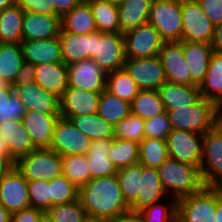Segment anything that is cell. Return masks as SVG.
Instances as JSON below:
<instances>
[{"instance_id": "cell-19", "label": "cell", "mask_w": 222, "mask_h": 222, "mask_svg": "<svg viewBox=\"0 0 222 222\" xmlns=\"http://www.w3.org/2000/svg\"><path fill=\"white\" fill-rule=\"evenodd\" d=\"M60 31V16L24 12L22 41L46 40L58 37Z\"/></svg>"}, {"instance_id": "cell-15", "label": "cell", "mask_w": 222, "mask_h": 222, "mask_svg": "<svg viewBox=\"0 0 222 222\" xmlns=\"http://www.w3.org/2000/svg\"><path fill=\"white\" fill-rule=\"evenodd\" d=\"M0 204L11 214L31 207L28 181L16 167L0 178Z\"/></svg>"}, {"instance_id": "cell-33", "label": "cell", "mask_w": 222, "mask_h": 222, "mask_svg": "<svg viewBox=\"0 0 222 222\" xmlns=\"http://www.w3.org/2000/svg\"><path fill=\"white\" fill-rule=\"evenodd\" d=\"M98 31L101 33H122L120 31L118 6L109 0L88 1Z\"/></svg>"}, {"instance_id": "cell-29", "label": "cell", "mask_w": 222, "mask_h": 222, "mask_svg": "<svg viewBox=\"0 0 222 222\" xmlns=\"http://www.w3.org/2000/svg\"><path fill=\"white\" fill-rule=\"evenodd\" d=\"M98 31L88 2H80L61 17V31L87 35Z\"/></svg>"}, {"instance_id": "cell-24", "label": "cell", "mask_w": 222, "mask_h": 222, "mask_svg": "<svg viewBox=\"0 0 222 222\" xmlns=\"http://www.w3.org/2000/svg\"><path fill=\"white\" fill-rule=\"evenodd\" d=\"M161 101L165 111L182 107H190L201 98L199 86H189L166 81L159 89Z\"/></svg>"}, {"instance_id": "cell-41", "label": "cell", "mask_w": 222, "mask_h": 222, "mask_svg": "<svg viewBox=\"0 0 222 222\" xmlns=\"http://www.w3.org/2000/svg\"><path fill=\"white\" fill-rule=\"evenodd\" d=\"M63 175L73 183L77 189L85 186L90 180L86 155L61 156Z\"/></svg>"}, {"instance_id": "cell-32", "label": "cell", "mask_w": 222, "mask_h": 222, "mask_svg": "<svg viewBox=\"0 0 222 222\" xmlns=\"http://www.w3.org/2000/svg\"><path fill=\"white\" fill-rule=\"evenodd\" d=\"M71 123L91 141L114 138V126L105 121L98 113L70 117Z\"/></svg>"}, {"instance_id": "cell-47", "label": "cell", "mask_w": 222, "mask_h": 222, "mask_svg": "<svg viewBox=\"0 0 222 222\" xmlns=\"http://www.w3.org/2000/svg\"><path fill=\"white\" fill-rule=\"evenodd\" d=\"M50 183L51 206L65 204L78 199V189L64 175L54 178Z\"/></svg>"}, {"instance_id": "cell-13", "label": "cell", "mask_w": 222, "mask_h": 222, "mask_svg": "<svg viewBox=\"0 0 222 222\" xmlns=\"http://www.w3.org/2000/svg\"><path fill=\"white\" fill-rule=\"evenodd\" d=\"M106 73L124 68L126 60L123 33H101L95 39V56L92 58Z\"/></svg>"}, {"instance_id": "cell-64", "label": "cell", "mask_w": 222, "mask_h": 222, "mask_svg": "<svg viewBox=\"0 0 222 222\" xmlns=\"http://www.w3.org/2000/svg\"><path fill=\"white\" fill-rule=\"evenodd\" d=\"M86 222H110V221L88 218V220Z\"/></svg>"}, {"instance_id": "cell-30", "label": "cell", "mask_w": 222, "mask_h": 222, "mask_svg": "<svg viewBox=\"0 0 222 222\" xmlns=\"http://www.w3.org/2000/svg\"><path fill=\"white\" fill-rule=\"evenodd\" d=\"M201 96L216 105L222 102V53L213 51L207 73L199 86Z\"/></svg>"}, {"instance_id": "cell-36", "label": "cell", "mask_w": 222, "mask_h": 222, "mask_svg": "<svg viewBox=\"0 0 222 222\" xmlns=\"http://www.w3.org/2000/svg\"><path fill=\"white\" fill-rule=\"evenodd\" d=\"M130 106L131 113L143 120L165 112L158 90H139Z\"/></svg>"}, {"instance_id": "cell-65", "label": "cell", "mask_w": 222, "mask_h": 222, "mask_svg": "<svg viewBox=\"0 0 222 222\" xmlns=\"http://www.w3.org/2000/svg\"><path fill=\"white\" fill-rule=\"evenodd\" d=\"M41 222H52V221L49 220L46 216H44V218L41 220Z\"/></svg>"}, {"instance_id": "cell-55", "label": "cell", "mask_w": 222, "mask_h": 222, "mask_svg": "<svg viewBox=\"0 0 222 222\" xmlns=\"http://www.w3.org/2000/svg\"><path fill=\"white\" fill-rule=\"evenodd\" d=\"M15 167V161L8 154L7 146L0 138V178L9 173Z\"/></svg>"}, {"instance_id": "cell-27", "label": "cell", "mask_w": 222, "mask_h": 222, "mask_svg": "<svg viewBox=\"0 0 222 222\" xmlns=\"http://www.w3.org/2000/svg\"><path fill=\"white\" fill-rule=\"evenodd\" d=\"M165 195L167 196L161 184L157 168L142 165V179L139 195L130 205V210L140 211L146 206L161 202L160 199H163Z\"/></svg>"}, {"instance_id": "cell-10", "label": "cell", "mask_w": 222, "mask_h": 222, "mask_svg": "<svg viewBox=\"0 0 222 222\" xmlns=\"http://www.w3.org/2000/svg\"><path fill=\"white\" fill-rule=\"evenodd\" d=\"M126 58H147L159 55L165 42L155 27L149 23L123 33Z\"/></svg>"}, {"instance_id": "cell-66", "label": "cell", "mask_w": 222, "mask_h": 222, "mask_svg": "<svg viewBox=\"0 0 222 222\" xmlns=\"http://www.w3.org/2000/svg\"><path fill=\"white\" fill-rule=\"evenodd\" d=\"M81 2H88V1H90V0H80Z\"/></svg>"}, {"instance_id": "cell-56", "label": "cell", "mask_w": 222, "mask_h": 222, "mask_svg": "<svg viewBox=\"0 0 222 222\" xmlns=\"http://www.w3.org/2000/svg\"><path fill=\"white\" fill-rule=\"evenodd\" d=\"M210 44L213 51L222 53V23L214 27L213 38Z\"/></svg>"}, {"instance_id": "cell-2", "label": "cell", "mask_w": 222, "mask_h": 222, "mask_svg": "<svg viewBox=\"0 0 222 222\" xmlns=\"http://www.w3.org/2000/svg\"><path fill=\"white\" fill-rule=\"evenodd\" d=\"M158 175L165 193L180 199L198 192L204 185L196 166L168 158L158 168Z\"/></svg>"}, {"instance_id": "cell-14", "label": "cell", "mask_w": 222, "mask_h": 222, "mask_svg": "<svg viewBox=\"0 0 222 222\" xmlns=\"http://www.w3.org/2000/svg\"><path fill=\"white\" fill-rule=\"evenodd\" d=\"M107 73L92 58L68 65V87L102 93Z\"/></svg>"}, {"instance_id": "cell-11", "label": "cell", "mask_w": 222, "mask_h": 222, "mask_svg": "<svg viewBox=\"0 0 222 222\" xmlns=\"http://www.w3.org/2000/svg\"><path fill=\"white\" fill-rule=\"evenodd\" d=\"M124 69L139 90H158L167 81L159 55L142 59L126 58Z\"/></svg>"}, {"instance_id": "cell-31", "label": "cell", "mask_w": 222, "mask_h": 222, "mask_svg": "<svg viewBox=\"0 0 222 222\" xmlns=\"http://www.w3.org/2000/svg\"><path fill=\"white\" fill-rule=\"evenodd\" d=\"M153 0H127L118 6L120 31L146 24Z\"/></svg>"}, {"instance_id": "cell-54", "label": "cell", "mask_w": 222, "mask_h": 222, "mask_svg": "<svg viewBox=\"0 0 222 222\" xmlns=\"http://www.w3.org/2000/svg\"><path fill=\"white\" fill-rule=\"evenodd\" d=\"M80 2V0H48V8L55 15L62 17L75 8Z\"/></svg>"}, {"instance_id": "cell-37", "label": "cell", "mask_w": 222, "mask_h": 222, "mask_svg": "<svg viewBox=\"0 0 222 222\" xmlns=\"http://www.w3.org/2000/svg\"><path fill=\"white\" fill-rule=\"evenodd\" d=\"M98 115L113 126L131 113L130 103L123 101L107 90L101 93Z\"/></svg>"}, {"instance_id": "cell-60", "label": "cell", "mask_w": 222, "mask_h": 222, "mask_svg": "<svg viewBox=\"0 0 222 222\" xmlns=\"http://www.w3.org/2000/svg\"><path fill=\"white\" fill-rule=\"evenodd\" d=\"M216 222H222V199L217 203Z\"/></svg>"}, {"instance_id": "cell-4", "label": "cell", "mask_w": 222, "mask_h": 222, "mask_svg": "<svg viewBox=\"0 0 222 222\" xmlns=\"http://www.w3.org/2000/svg\"><path fill=\"white\" fill-rule=\"evenodd\" d=\"M172 130L191 131L204 135L217 125V105L201 98L190 107L166 111Z\"/></svg>"}, {"instance_id": "cell-62", "label": "cell", "mask_w": 222, "mask_h": 222, "mask_svg": "<svg viewBox=\"0 0 222 222\" xmlns=\"http://www.w3.org/2000/svg\"><path fill=\"white\" fill-rule=\"evenodd\" d=\"M13 89L12 85L0 77V90Z\"/></svg>"}, {"instance_id": "cell-1", "label": "cell", "mask_w": 222, "mask_h": 222, "mask_svg": "<svg viewBox=\"0 0 222 222\" xmlns=\"http://www.w3.org/2000/svg\"><path fill=\"white\" fill-rule=\"evenodd\" d=\"M78 200L90 219L113 221L130 210L116 175L91 179L78 189Z\"/></svg>"}, {"instance_id": "cell-57", "label": "cell", "mask_w": 222, "mask_h": 222, "mask_svg": "<svg viewBox=\"0 0 222 222\" xmlns=\"http://www.w3.org/2000/svg\"><path fill=\"white\" fill-rule=\"evenodd\" d=\"M110 222H144L142 215L139 211H127L123 213L120 217L116 220Z\"/></svg>"}, {"instance_id": "cell-53", "label": "cell", "mask_w": 222, "mask_h": 222, "mask_svg": "<svg viewBox=\"0 0 222 222\" xmlns=\"http://www.w3.org/2000/svg\"><path fill=\"white\" fill-rule=\"evenodd\" d=\"M16 4L24 12H35L39 14L55 15L48 8V0H16Z\"/></svg>"}, {"instance_id": "cell-50", "label": "cell", "mask_w": 222, "mask_h": 222, "mask_svg": "<svg viewBox=\"0 0 222 222\" xmlns=\"http://www.w3.org/2000/svg\"><path fill=\"white\" fill-rule=\"evenodd\" d=\"M214 26L222 23V0H196Z\"/></svg>"}, {"instance_id": "cell-17", "label": "cell", "mask_w": 222, "mask_h": 222, "mask_svg": "<svg viewBox=\"0 0 222 222\" xmlns=\"http://www.w3.org/2000/svg\"><path fill=\"white\" fill-rule=\"evenodd\" d=\"M159 57L168 82L191 86V76L183 54V41L164 42Z\"/></svg>"}, {"instance_id": "cell-42", "label": "cell", "mask_w": 222, "mask_h": 222, "mask_svg": "<svg viewBox=\"0 0 222 222\" xmlns=\"http://www.w3.org/2000/svg\"><path fill=\"white\" fill-rule=\"evenodd\" d=\"M139 163L151 168H158L168 159L165 140L144 138L140 143Z\"/></svg>"}, {"instance_id": "cell-48", "label": "cell", "mask_w": 222, "mask_h": 222, "mask_svg": "<svg viewBox=\"0 0 222 222\" xmlns=\"http://www.w3.org/2000/svg\"><path fill=\"white\" fill-rule=\"evenodd\" d=\"M30 206L46 212L51 207L50 183L47 180L28 181Z\"/></svg>"}, {"instance_id": "cell-16", "label": "cell", "mask_w": 222, "mask_h": 222, "mask_svg": "<svg viewBox=\"0 0 222 222\" xmlns=\"http://www.w3.org/2000/svg\"><path fill=\"white\" fill-rule=\"evenodd\" d=\"M101 93L68 87L59 98L60 117L69 119L98 112Z\"/></svg>"}, {"instance_id": "cell-52", "label": "cell", "mask_w": 222, "mask_h": 222, "mask_svg": "<svg viewBox=\"0 0 222 222\" xmlns=\"http://www.w3.org/2000/svg\"><path fill=\"white\" fill-rule=\"evenodd\" d=\"M44 216V211L34 207H29L12 213L10 222H41Z\"/></svg>"}, {"instance_id": "cell-9", "label": "cell", "mask_w": 222, "mask_h": 222, "mask_svg": "<svg viewBox=\"0 0 222 222\" xmlns=\"http://www.w3.org/2000/svg\"><path fill=\"white\" fill-rule=\"evenodd\" d=\"M214 25L196 0H182V41L210 44Z\"/></svg>"}, {"instance_id": "cell-40", "label": "cell", "mask_w": 222, "mask_h": 222, "mask_svg": "<svg viewBox=\"0 0 222 222\" xmlns=\"http://www.w3.org/2000/svg\"><path fill=\"white\" fill-rule=\"evenodd\" d=\"M123 198L130 206L138 197L142 179V164L137 163L121 168L116 174Z\"/></svg>"}, {"instance_id": "cell-46", "label": "cell", "mask_w": 222, "mask_h": 222, "mask_svg": "<svg viewBox=\"0 0 222 222\" xmlns=\"http://www.w3.org/2000/svg\"><path fill=\"white\" fill-rule=\"evenodd\" d=\"M169 202V205L156 202L141 209L144 222H177V199L172 198Z\"/></svg>"}, {"instance_id": "cell-7", "label": "cell", "mask_w": 222, "mask_h": 222, "mask_svg": "<svg viewBox=\"0 0 222 222\" xmlns=\"http://www.w3.org/2000/svg\"><path fill=\"white\" fill-rule=\"evenodd\" d=\"M199 170L204 186L222 188V129L218 125L203 135Z\"/></svg>"}, {"instance_id": "cell-12", "label": "cell", "mask_w": 222, "mask_h": 222, "mask_svg": "<svg viewBox=\"0 0 222 222\" xmlns=\"http://www.w3.org/2000/svg\"><path fill=\"white\" fill-rule=\"evenodd\" d=\"M90 143L91 140L79 131L69 119L58 118L50 149L60 156L87 155Z\"/></svg>"}, {"instance_id": "cell-28", "label": "cell", "mask_w": 222, "mask_h": 222, "mask_svg": "<svg viewBox=\"0 0 222 222\" xmlns=\"http://www.w3.org/2000/svg\"><path fill=\"white\" fill-rule=\"evenodd\" d=\"M112 139L91 141L86 161L91 179L117 174V169L108 157Z\"/></svg>"}, {"instance_id": "cell-23", "label": "cell", "mask_w": 222, "mask_h": 222, "mask_svg": "<svg viewBox=\"0 0 222 222\" xmlns=\"http://www.w3.org/2000/svg\"><path fill=\"white\" fill-rule=\"evenodd\" d=\"M0 138L6 144L8 154L14 161L37 149L21 120H11L1 124Z\"/></svg>"}, {"instance_id": "cell-39", "label": "cell", "mask_w": 222, "mask_h": 222, "mask_svg": "<svg viewBox=\"0 0 222 222\" xmlns=\"http://www.w3.org/2000/svg\"><path fill=\"white\" fill-rule=\"evenodd\" d=\"M106 90L131 104L139 88L130 74L124 68H121L114 72L107 73Z\"/></svg>"}, {"instance_id": "cell-22", "label": "cell", "mask_w": 222, "mask_h": 222, "mask_svg": "<svg viewBox=\"0 0 222 222\" xmlns=\"http://www.w3.org/2000/svg\"><path fill=\"white\" fill-rule=\"evenodd\" d=\"M213 53L211 44L205 42H183V54L191 76V86H200L208 70Z\"/></svg>"}, {"instance_id": "cell-34", "label": "cell", "mask_w": 222, "mask_h": 222, "mask_svg": "<svg viewBox=\"0 0 222 222\" xmlns=\"http://www.w3.org/2000/svg\"><path fill=\"white\" fill-rule=\"evenodd\" d=\"M24 11L14 4L0 11V42L21 43Z\"/></svg>"}, {"instance_id": "cell-3", "label": "cell", "mask_w": 222, "mask_h": 222, "mask_svg": "<svg viewBox=\"0 0 222 222\" xmlns=\"http://www.w3.org/2000/svg\"><path fill=\"white\" fill-rule=\"evenodd\" d=\"M222 188L203 186L198 192L177 200V222H216Z\"/></svg>"}, {"instance_id": "cell-49", "label": "cell", "mask_w": 222, "mask_h": 222, "mask_svg": "<svg viewBox=\"0 0 222 222\" xmlns=\"http://www.w3.org/2000/svg\"><path fill=\"white\" fill-rule=\"evenodd\" d=\"M171 131L172 127L166 111L164 113L158 114L151 119L145 120V138H155L166 141L167 136L170 134Z\"/></svg>"}, {"instance_id": "cell-38", "label": "cell", "mask_w": 222, "mask_h": 222, "mask_svg": "<svg viewBox=\"0 0 222 222\" xmlns=\"http://www.w3.org/2000/svg\"><path fill=\"white\" fill-rule=\"evenodd\" d=\"M139 154L140 147L138 142L113 138L108 157L116 169L119 170L139 163Z\"/></svg>"}, {"instance_id": "cell-21", "label": "cell", "mask_w": 222, "mask_h": 222, "mask_svg": "<svg viewBox=\"0 0 222 222\" xmlns=\"http://www.w3.org/2000/svg\"><path fill=\"white\" fill-rule=\"evenodd\" d=\"M13 89L26 111L60 114L59 97L44 90L36 82L24 87H13Z\"/></svg>"}, {"instance_id": "cell-43", "label": "cell", "mask_w": 222, "mask_h": 222, "mask_svg": "<svg viewBox=\"0 0 222 222\" xmlns=\"http://www.w3.org/2000/svg\"><path fill=\"white\" fill-rule=\"evenodd\" d=\"M45 216L52 222H86L88 220L87 213L78 199L51 206L45 212Z\"/></svg>"}, {"instance_id": "cell-5", "label": "cell", "mask_w": 222, "mask_h": 222, "mask_svg": "<svg viewBox=\"0 0 222 222\" xmlns=\"http://www.w3.org/2000/svg\"><path fill=\"white\" fill-rule=\"evenodd\" d=\"M15 167L27 181H51L63 175L61 156L50 148L35 149L18 158Z\"/></svg>"}, {"instance_id": "cell-63", "label": "cell", "mask_w": 222, "mask_h": 222, "mask_svg": "<svg viewBox=\"0 0 222 222\" xmlns=\"http://www.w3.org/2000/svg\"><path fill=\"white\" fill-rule=\"evenodd\" d=\"M111 3L119 5L122 4L123 2H126L127 0H109Z\"/></svg>"}, {"instance_id": "cell-26", "label": "cell", "mask_w": 222, "mask_h": 222, "mask_svg": "<svg viewBox=\"0 0 222 222\" xmlns=\"http://www.w3.org/2000/svg\"><path fill=\"white\" fill-rule=\"evenodd\" d=\"M35 68V82L60 98L68 88V66L63 62H55L39 64Z\"/></svg>"}, {"instance_id": "cell-58", "label": "cell", "mask_w": 222, "mask_h": 222, "mask_svg": "<svg viewBox=\"0 0 222 222\" xmlns=\"http://www.w3.org/2000/svg\"><path fill=\"white\" fill-rule=\"evenodd\" d=\"M12 214L0 204V222H10Z\"/></svg>"}, {"instance_id": "cell-59", "label": "cell", "mask_w": 222, "mask_h": 222, "mask_svg": "<svg viewBox=\"0 0 222 222\" xmlns=\"http://www.w3.org/2000/svg\"><path fill=\"white\" fill-rule=\"evenodd\" d=\"M16 4V0H0V11Z\"/></svg>"}, {"instance_id": "cell-44", "label": "cell", "mask_w": 222, "mask_h": 222, "mask_svg": "<svg viewBox=\"0 0 222 222\" xmlns=\"http://www.w3.org/2000/svg\"><path fill=\"white\" fill-rule=\"evenodd\" d=\"M25 107L14 89L0 90V125L11 120H21Z\"/></svg>"}, {"instance_id": "cell-8", "label": "cell", "mask_w": 222, "mask_h": 222, "mask_svg": "<svg viewBox=\"0 0 222 222\" xmlns=\"http://www.w3.org/2000/svg\"><path fill=\"white\" fill-rule=\"evenodd\" d=\"M168 158L200 169L203 135L197 132L172 130L166 139Z\"/></svg>"}, {"instance_id": "cell-61", "label": "cell", "mask_w": 222, "mask_h": 222, "mask_svg": "<svg viewBox=\"0 0 222 222\" xmlns=\"http://www.w3.org/2000/svg\"><path fill=\"white\" fill-rule=\"evenodd\" d=\"M217 125L222 129V102L217 105Z\"/></svg>"}, {"instance_id": "cell-51", "label": "cell", "mask_w": 222, "mask_h": 222, "mask_svg": "<svg viewBox=\"0 0 222 222\" xmlns=\"http://www.w3.org/2000/svg\"><path fill=\"white\" fill-rule=\"evenodd\" d=\"M35 65L29 62H24L19 72L16 75L12 87H24L35 82Z\"/></svg>"}, {"instance_id": "cell-6", "label": "cell", "mask_w": 222, "mask_h": 222, "mask_svg": "<svg viewBox=\"0 0 222 222\" xmlns=\"http://www.w3.org/2000/svg\"><path fill=\"white\" fill-rule=\"evenodd\" d=\"M147 23L165 42L182 41V0H153Z\"/></svg>"}, {"instance_id": "cell-45", "label": "cell", "mask_w": 222, "mask_h": 222, "mask_svg": "<svg viewBox=\"0 0 222 222\" xmlns=\"http://www.w3.org/2000/svg\"><path fill=\"white\" fill-rule=\"evenodd\" d=\"M145 120L130 113L114 126V138L127 139L140 143L144 137Z\"/></svg>"}, {"instance_id": "cell-18", "label": "cell", "mask_w": 222, "mask_h": 222, "mask_svg": "<svg viewBox=\"0 0 222 222\" xmlns=\"http://www.w3.org/2000/svg\"><path fill=\"white\" fill-rule=\"evenodd\" d=\"M58 38L63 63L67 66L95 56V39H98V31L87 35L60 32Z\"/></svg>"}, {"instance_id": "cell-35", "label": "cell", "mask_w": 222, "mask_h": 222, "mask_svg": "<svg viewBox=\"0 0 222 222\" xmlns=\"http://www.w3.org/2000/svg\"><path fill=\"white\" fill-rule=\"evenodd\" d=\"M25 62L21 43L0 42V77L14 84L17 73Z\"/></svg>"}, {"instance_id": "cell-20", "label": "cell", "mask_w": 222, "mask_h": 222, "mask_svg": "<svg viewBox=\"0 0 222 222\" xmlns=\"http://www.w3.org/2000/svg\"><path fill=\"white\" fill-rule=\"evenodd\" d=\"M60 114H46L37 111H26L22 124L29 133L37 149L50 148L53 132Z\"/></svg>"}, {"instance_id": "cell-25", "label": "cell", "mask_w": 222, "mask_h": 222, "mask_svg": "<svg viewBox=\"0 0 222 222\" xmlns=\"http://www.w3.org/2000/svg\"><path fill=\"white\" fill-rule=\"evenodd\" d=\"M25 62L33 65L63 62L61 43L58 37L46 40L21 42Z\"/></svg>"}]
</instances>
